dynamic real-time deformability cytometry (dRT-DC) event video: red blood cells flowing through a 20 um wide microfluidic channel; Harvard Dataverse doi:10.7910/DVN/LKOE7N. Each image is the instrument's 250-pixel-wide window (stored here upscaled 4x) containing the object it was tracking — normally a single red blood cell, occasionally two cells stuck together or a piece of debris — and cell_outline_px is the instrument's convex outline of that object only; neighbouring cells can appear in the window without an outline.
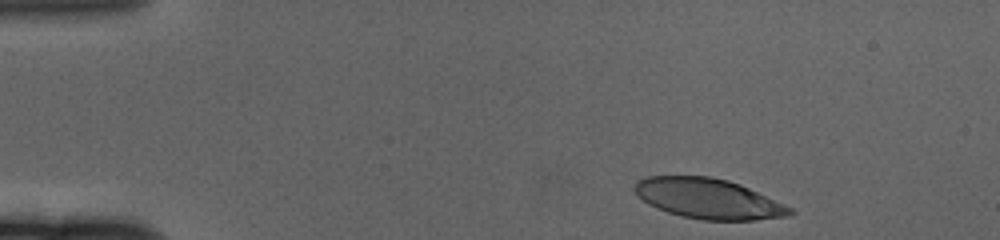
{"species": "human", "species_latin": "Homo sapiens", "temperature_condition": "cold", "stored_images_in_passage": 55, "camera_frame_rate_fps": 3000, "um_per_image_px": 0.085, "donor": {"sex": "female"}, "frame": {"image": 1, "passage_image": 2, "time_ms": 0.333, "image_size_px": [1000, 240], "cell_outline_px": [[796, 212], [792, 216], [756, 220], [704, 220], [680, 216], [656, 208], [648, 204], [632, 188], [636, 180], [648, 176], [712, 176], [728, 180], [740, 184], [784, 204], [792, 208]], "centroid_in_image_um": [60.22, 16.89], "position_along_channel_um": 24.8, "area_um2": 36.53}}
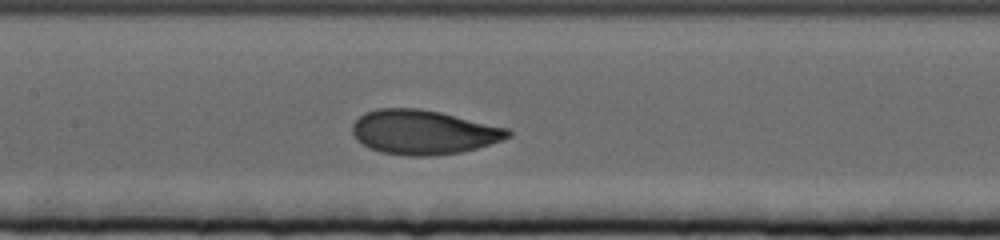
{"frame": {"image": 2, "passage_image": 23, "time_ms": 7.333, "image_size_px": [1000, 240], "cell_outline_px": [[512, 136], [476, 148], [460, 152], [432, 156], [404, 156], [380, 152], [368, 148], [356, 140], [352, 132], [352, 124], [364, 112], [376, 108], [420, 108], [440, 112], [508, 128], [512, 132]], "centroid_in_image_um": [35.94, 11.23], "position_along_channel_um": 171.5, "area_um2": 40.4}}
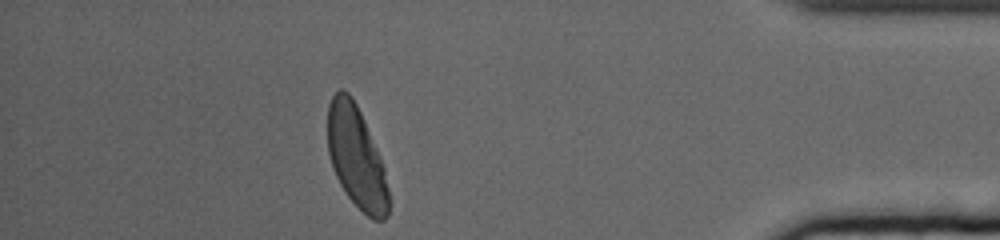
{"frame": {"image": 3, "passage_image": 48, "time_ms": 15.667, "image_size_px": [1000, 240], "cell_outline_px": [[388, 216], [384, 220], [372, 220], [348, 196], [340, 184], [332, 168], [328, 152], [328, 104], [332, 96], [340, 88], [344, 88], [352, 96], [364, 120], [380, 156], [384, 168], [388, 188]], "centroid_in_image_um": [30.28, 13.34], "position_along_channel_um": 404.9, "area_um2": 36.01}, "authors_computed_cell_mechanics": {"area_um2": 38.6682, "velocity_mm_per_s": 3.2946, "shape_relaxation_time_tau1_ms": 3.6461, "shape_relaxation_time_tau2_ms": null, "deformation_change_tau1": 0.1596, "deformation_change_tau2": null}}